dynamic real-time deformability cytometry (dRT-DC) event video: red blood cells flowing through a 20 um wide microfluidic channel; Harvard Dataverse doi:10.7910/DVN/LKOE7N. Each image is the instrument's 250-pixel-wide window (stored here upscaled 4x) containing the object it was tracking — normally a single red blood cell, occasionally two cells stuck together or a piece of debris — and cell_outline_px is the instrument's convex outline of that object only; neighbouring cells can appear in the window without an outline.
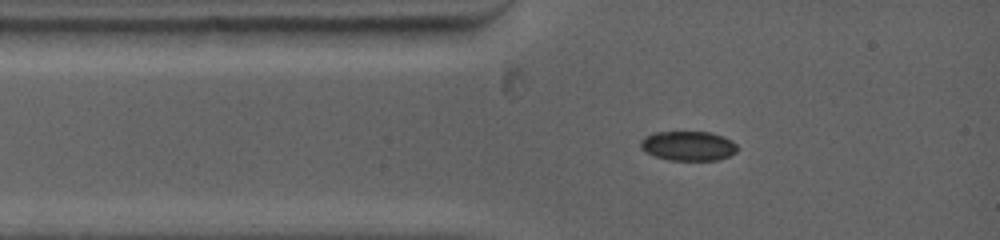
{"species": "common noctule bat (a hibernating species)", "species_latin": "Nyctalus noctula", "temperature_condition": "warm", "stored_images_in_passage": 3, "camera_frame_rate_fps": 5000, "um_per_image_px": 0.085, "animal": {"sex": "female", "body_mass_g": 19.0, "forearm_length_mm": 53.3}, "frame": {"image": 1, "passage_image": 1, "time_ms": 0.0, "image_size_px": [1000, 240], "cell_outline_px": [[736, 152], [720, 160], [668, 160], [644, 152], [640, 148], [640, 140], [644, 136], [652, 132], [712, 132], [724, 136], [732, 140], [736, 144]], "centroid_in_image_um": [58.47, 12.39], "position_along_channel_um": 26.5, "area_um2": 16.88}}
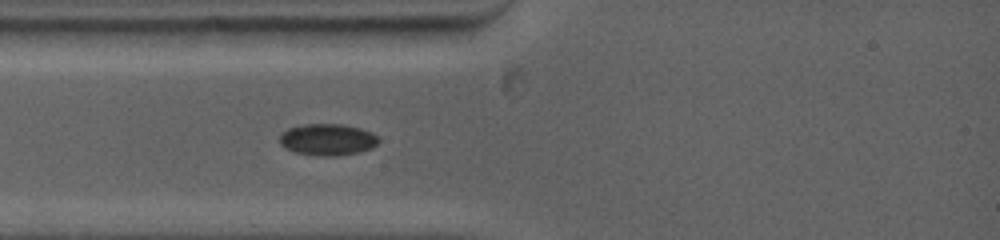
{"frame": {"image": 2, "passage_image": 3, "time_ms": 1.0, "image_size_px": [1000, 240], "cell_outline_px": [[380, 140], [372, 148], [356, 152], [336, 156], [320, 156], [296, 152], [284, 148], [280, 144], [280, 132], [288, 128], [304, 124], [340, 124], [360, 128], [372, 132]], "centroid_in_image_um": [27.81, 11.86], "position_along_channel_um": 57.2, "area_um2": 18.21}}